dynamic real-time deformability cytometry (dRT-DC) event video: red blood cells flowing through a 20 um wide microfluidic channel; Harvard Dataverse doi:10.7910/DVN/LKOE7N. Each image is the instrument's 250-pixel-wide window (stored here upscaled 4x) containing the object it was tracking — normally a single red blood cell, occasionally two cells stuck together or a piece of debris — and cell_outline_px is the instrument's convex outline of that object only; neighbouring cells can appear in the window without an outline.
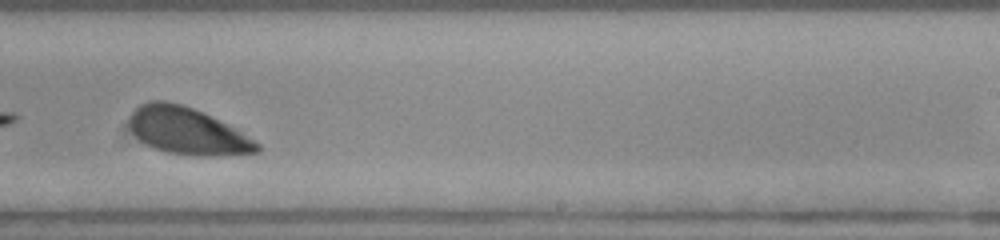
{"species": "human", "species_latin": "Homo sapiens", "temperature_condition": "room temperature", "stored_images_in_passage": 32, "camera_frame_rate_fps": 3000, "um_per_image_px": 0.085, "donor": {"sex": "female"}, "frame": {"image": 1, "passage_image": 19, "time_ms": 6.0, "image_size_px": [1000, 240], "cell_outline_px": [[260, 152], [216, 156], [200, 156], [168, 152], [152, 148], [140, 140], [136, 136], [128, 124], [128, 116], [140, 104], [152, 100], [164, 100], [180, 104], [192, 108], [240, 132], [260, 144]], "centroid_in_image_um": [15.86, 11.14], "position_along_channel_um": 273.1, "area_um2": 34.33}}